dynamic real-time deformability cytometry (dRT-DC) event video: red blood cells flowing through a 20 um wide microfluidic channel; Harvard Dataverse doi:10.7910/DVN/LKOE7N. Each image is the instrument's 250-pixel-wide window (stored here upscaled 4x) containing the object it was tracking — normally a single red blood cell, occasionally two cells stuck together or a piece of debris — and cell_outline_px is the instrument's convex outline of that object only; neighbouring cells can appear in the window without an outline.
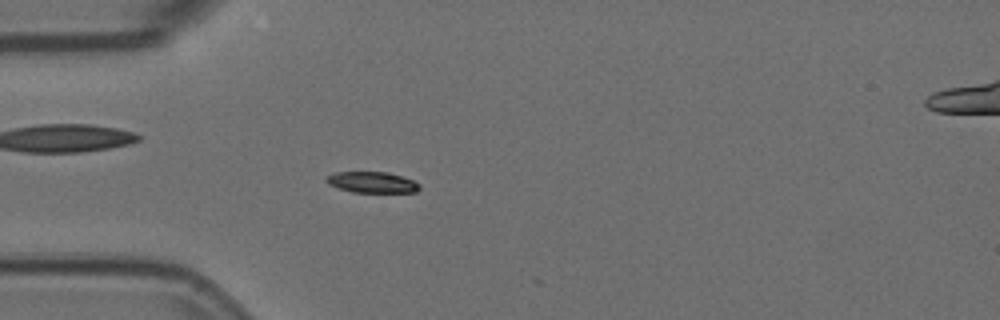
{"species": "Egyptian fruit bat (a non-hibernating species)", "species_latin": "Rousettus aegyptiacus", "temperature_condition": "room temperature", "stored_images_in_passage": 24, "camera_frame_rate_fps": 3000, "um_per_image_px": 0.085, "animal": {"sex": "female"}, "frame": {"image": 1, "passage_image": 9, "time_ms": 2.667, "image_size_px": [1000, 320], "cell_outline_px": [[420, 188], [416, 192], [352, 192], [328, 184], [324, 180], [324, 176], [336, 172], [388, 172], [412, 180], [420, 184]], "centroid_in_image_um": [31.59, 15.49], "position_along_channel_um": 53.4, "area_um2": 11.39}}
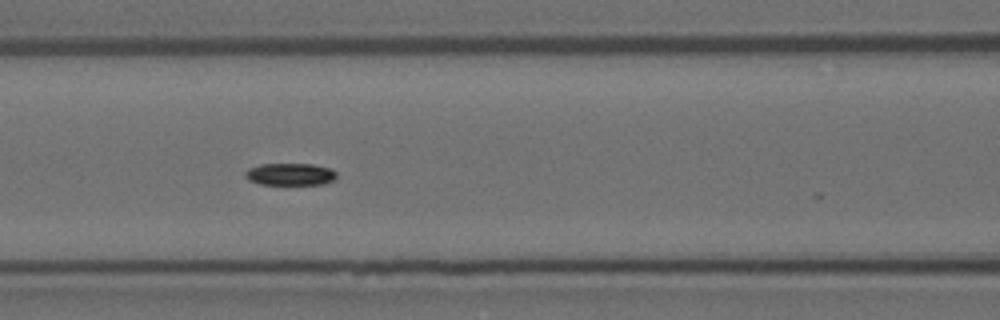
{"frame": {"image": 2, "passage_image": 17, "time_ms": 5.333, "image_size_px": [1000, 320], "cell_outline_px": [[336, 180], [324, 184], [260, 184], [248, 180], [244, 176], [244, 172], [248, 168], [260, 164], [312, 164], [332, 168], [336, 172]], "centroid_in_image_um": [24.67, 14.81], "position_along_channel_um": 141.9, "area_um2": 11.96}}
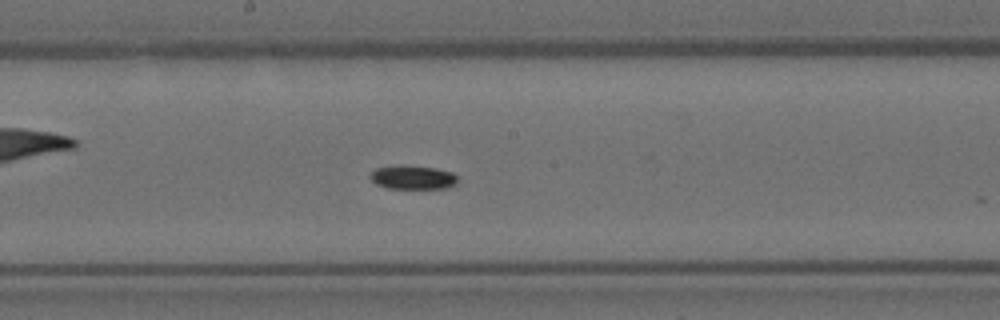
{"frame": {"image": 3, "passage_image": 23, "time_ms": 7.333, "image_size_px": [1000, 320], "cell_outline_px": [[456, 184], [448, 188], [388, 188], [376, 184], [368, 176], [376, 168], [400, 164], [436, 168], [452, 172], [456, 176]], "centroid_in_image_um": [35.07, 15.06], "position_along_channel_um": 213.1, "area_um2": 12.2}}